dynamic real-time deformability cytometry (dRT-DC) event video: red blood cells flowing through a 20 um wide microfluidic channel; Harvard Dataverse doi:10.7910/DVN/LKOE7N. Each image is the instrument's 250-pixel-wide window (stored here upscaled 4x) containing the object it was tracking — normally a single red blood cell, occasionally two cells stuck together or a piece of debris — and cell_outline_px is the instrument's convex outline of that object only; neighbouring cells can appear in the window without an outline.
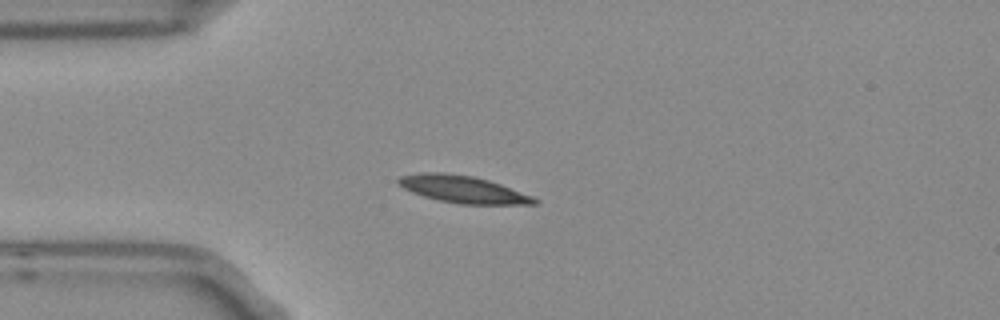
{"species": "Egyptian fruit bat (a non-hibernating species)", "species_latin": "Rousettus aegyptiacus", "temperature_condition": "room temperature", "stored_images_in_passage": 3, "camera_frame_rate_fps": 3000, "um_per_image_px": 0.085, "frame": {"image": 1, "passage_image": 3, "time_ms": 0.667, "image_size_px": [1000, 320], "cell_outline_px": [[540, 200], [536, 204], [460, 204], [440, 200], [424, 196], [412, 192], [396, 184], [396, 180], [400, 176], [420, 172], [444, 172], [472, 176], [488, 180], [500, 184], [532, 196]], "centroid_in_image_um": [39.31, 16.08], "position_along_channel_um": 45.7, "area_um2": 21.44}}